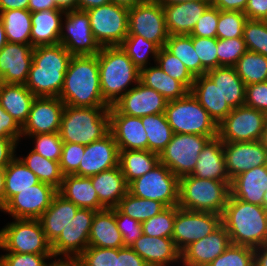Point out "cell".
I'll return each mask as SVG.
<instances>
[{"mask_svg":"<svg viewBox=\"0 0 267 266\" xmlns=\"http://www.w3.org/2000/svg\"><path fill=\"white\" fill-rule=\"evenodd\" d=\"M140 70V82L160 93L166 100L183 98L190 91L179 81L166 74L157 64Z\"/></svg>","mask_w":267,"mask_h":266,"instance_id":"cell-37","label":"cell"},{"mask_svg":"<svg viewBox=\"0 0 267 266\" xmlns=\"http://www.w3.org/2000/svg\"><path fill=\"white\" fill-rule=\"evenodd\" d=\"M193 46L197 53V60L208 71L218 67L217 37L192 36Z\"/></svg>","mask_w":267,"mask_h":266,"instance_id":"cell-55","label":"cell"},{"mask_svg":"<svg viewBox=\"0 0 267 266\" xmlns=\"http://www.w3.org/2000/svg\"><path fill=\"white\" fill-rule=\"evenodd\" d=\"M28 6L29 0H0V12L13 9L28 10Z\"/></svg>","mask_w":267,"mask_h":266,"instance_id":"cell-66","label":"cell"},{"mask_svg":"<svg viewBox=\"0 0 267 266\" xmlns=\"http://www.w3.org/2000/svg\"><path fill=\"white\" fill-rule=\"evenodd\" d=\"M259 142L267 150V122L265 124L264 131L261 134Z\"/></svg>","mask_w":267,"mask_h":266,"instance_id":"cell-76","label":"cell"},{"mask_svg":"<svg viewBox=\"0 0 267 266\" xmlns=\"http://www.w3.org/2000/svg\"><path fill=\"white\" fill-rule=\"evenodd\" d=\"M85 151V145L64 143L59 160L60 170L63 176L77 175L81 158Z\"/></svg>","mask_w":267,"mask_h":266,"instance_id":"cell-57","label":"cell"},{"mask_svg":"<svg viewBox=\"0 0 267 266\" xmlns=\"http://www.w3.org/2000/svg\"><path fill=\"white\" fill-rule=\"evenodd\" d=\"M263 198H264L263 208H264L265 212L267 213V189L265 191Z\"/></svg>","mask_w":267,"mask_h":266,"instance_id":"cell-77","label":"cell"},{"mask_svg":"<svg viewBox=\"0 0 267 266\" xmlns=\"http://www.w3.org/2000/svg\"><path fill=\"white\" fill-rule=\"evenodd\" d=\"M116 208L123 214L143 223L159 214L166 207L159 201L135 197L127 193Z\"/></svg>","mask_w":267,"mask_h":266,"instance_id":"cell-44","label":"cell"},{"mask_svg":"<svg viewBox=\"0 0 267 266\" xmlns=\"http://www.w3.org/2000/svg\"><path fill=\"white\" fill-rule=\"evenodd\" d=\"M58 9L71 11L77 9L78 0H53Z\"/></svg>","mask_w":267,"mask_h":266,"instance_id":"cell-70","label":"cell"},{"mask_svg":"<svg viewBox=\"0 0 267 266\" xmlns=\"http://www.w3.org/2000/svg\"><path fill=\"white\" fill-rule=\"evenodd\" d=\"M116 266H149L131 247L118 249Z\"/></svg>","mask_w":267,"mask_h":266,"instance_id":"cell-62","label":"cell"},{"mask_svg":"<svg viewBox=\"0 0 267 266\" xmlns=\"http://www.w3.org/2000/svg\"><path fill=\"white\" fill-rule=\"evenodd\" d=\"M165 48L178 57L194 77L206 74L207 70L197 60L191 35H169Z\"/></svg>","mask_w":267,"mask_h":266,"instance_id":"cell-42","label":"cell"},{"mask_svg":"<svg viewBox=\"0 0 267 266\" xmlns=\"http://www.w3.org/2000/svg\"><path fill=\"white\" fill-rule=\"evenodd\" d=\"M208 266H254V249L230 244V246Z\"/></svg>","mask_w":267,"mask_h":266,"instance_id":"cell-51","label":"cell"},{"mask_svg":"<svg viewBox=\"0 0 267 266\" xmlns=\"http://www.w3.org/2000/svg\"><path fill=\"white\" fill-rule=\"evenodd\" d=\"M78 209L77 205L66 200L59 193L54 196L51 205L38 219L51 244L59 237L64 227L70 223Z\"/></svg>","mask_w":267,"mask_h":266,"instance_id":"cell-31","label":"cell"},{"mask_svg":"<svg viewBox=\"0 0 267 266\" xmlns=\"http://www.w3.org/2000/svg\"><path fill=\"white\" fill-rule=\"evenodd\" d=\"M88 246L115 249L124 247L121 233L116 224L115 207L95 213Z\"/></svg>","mask_w":267,"mask_h":266,"instance_id":"cell-33","label":"cell"},{"mask_svg":"<svg viewBox=\"0 0 267 266\" xmlns=\"http://www.w3.org/2000/svg\"><path fill=\"white\" fill-rule=\"evenodd\" d=\"M231 244L229 233L221 224L210 235L191 243L181 252L182 266H208Z\"/></svg>","mask_w":267,"mask_h":266,"instance_id":"cell-23","label":"cell"},{"mask_svg":"<svg viewBox=\"0 0 267 266\" xmlns=\"http://www.w3.org/2000/svg\"><path fill=\"white\" fill-rule=\"evenodd\" d=\"M118 249L88 246L74 261L79 266H116Z\"/></svg>","mask_w":267,"mask_h":266,"instance_id":"cell-54","label":"cell"},{"mask_svg":"<svg viewBox=\"0 0 267 266\" xmlns=\"http://www.w3.org/2000/svg\"><path fill=\"white\" fill-rule=\"evenodd\" d=\"M7 42L31 44V12L13 9L0 12Z\"/></svg>","mask_w":267,"mask_h":266,"instance_id":"cell-40","label":"cell"},{"mask_svg":"<svg viewBox=\"0 0 267 266\" xmlns=\"http://www.w3.org/2000/svg\"><path fill=\"white\" fill-rule=\"evenodd\" d=\"M128 35H139L165 47L169 34L163 6L156 0H144L128 11Z\"/></svg>","mask_w":267,"mask_h":266,"instance_id":"cell-13","label":"cell"},{"mask_svg":"<svg viewBox=\"0 0 267 266\" xmlns=\"http://www.w3.org/2000/svg\"><path fill=\"white\" fill-rule=\"evenodd\" d=\"M247 51L243 37L218 39V67H234L239 58Z\"/></svg>","mask_w":267,"mask_h":266,"instance_id":"cell-52","label":"cell"},{"mask_svg":"<svg viewBox=\"0 0 267 266\" xmlns=\"http://www.w3.org/2000/svg\"><path fill=\"white\" fill-rule=\"evenodd\" d=\"M117 166H119V148L109 132L102 139L85 145L78 176L91 177Z\"/></svg>","mask_w":267,"mask_h":266,"instance_id":"cell-21","label":"cell"},{"mask_svg":"<svg viewBox=\"0 0 267 266\" xmlns=\"http://www.w3.org/2000/svg\"><path fill=\"white\" fill-rule=\"evenodd\" d=\"M263 21L267 23V16L265 17V19Z\"/></svg>","mask_w":267,"mask_h":266,"instance_id":"cell-78","label":"cell"},{"mask_svg":"<svg viewBox=\"0 0 267 266\" xmlns=\"http://www.w3.org/2000/svg\"><path fill=\"white\" fill-rule=\"evenodd\" d=\"M110 107H74L65 105L60 125L64 143L88 145L110 132Z\"/></svg>","mask_w":267,"mask_h":266,"instance_id":"cell-5","label":"cell"},{"mask_svg":"<svg viewBox=\"0 0 267 266\" xmlns=\"http://www.w3.org/2000/svg\"><path fill=\"white\" fill-rule=\"evenodd\" d=\"M18 145L12 138L0 137V168H6L16 157L15 150Z\"/></svg>","mask_w":267,"mask_h":266,"instance_id":"cell-63","label":"cell"},{"mask_svg":"<svg viewBox=\"0 0 267 266\" xmlns=\"http://www.w3.org/2000/svg\"><path fill=\"white\" fill-rule=\"evenodd\" d=\"M4 178L5 168H0V211L4 208Z\"/></svg>","mask_w":267,"mask_h":266,"instance_id":"cell-71","label":"cell"},{"mask_svg":"<svg viewBox=\"0 0 267 266\" xmlns=\"http://www.w3.org/2000/svg\"><path fill=\"white\" fill-rule=\"evenodd\" d=\"M128 192L135 197L161 202L165 207L179 204V179L161 162L151 171L133 180Z\"/></svg>","mask_w":267,"mask_h":266,"instance_id":"cell-9","label":"cell"},{"mask_svg":"<svg viewBox=\"0 0 267 266\" xmlns=\"http://www.w3.org/2000/svg\"><path fill=\"white\" fill-rule=\"evenodd\" d=\"M110 133L119 151L148 150V138L141 117L119 113L113 106L109 108Z\"/></svg>","mask_w":267,"mask_h":266,"instance_id":"cell-24","label":"cell"},{"mask_svg":"<svg viewBox=\"0 0 267 266\" xmlns=\"http://www.w3.org/2000/svg\"><path fill=\"white\" fill-rule=\"evenodd\" d=\"M247 20L241 11L219 10L216 37L218 39L243 37V28Z\"/></svg>","mask_w":267,"mask_h":266,"instance_id":"cell-50","label":"cell"},{"mask_svg":"<svg viewBox=\"0 0 267 266\" xmlns=\"http://www.w3.org/2000/svg\"><path fill=\"white\" fill-rule=\"evenodd\" d=\"M58 193L79 208H89L95 211L106 209L99 202L97 192L92 185L90 177L77 175L63 176L62 185Z\"/></svg>","mask_w":267,"mask_h":266,"instance_id":"cell-34","label":"cell"},{"mask_svg":"<svg viewBox=\"0 0 267 266\" xmlns=\"http://www.w3.org/2000/svg\"><path fill=\"white\" fill-rule=\"evenodd\" d=\"M155 63L170 77L181 82L189 91L192 89L195 77L183 62L165 47L160 48Z\"/></svg>","mask_w":267,"mask_h":266,"instance_id":"cell-47","label":"cell"},{"mask_svg":"<svg viewBox=\"0 0 267 266\" xmlns=\"http://www.w3.org/2000/svg\"><path fill=\"white\" fill-rule=\"evenodd\" d=\"M223 150L230 180L244 171L267 165V150L259 141L223 142Z\"/></svg>","mask_w":267,"mask_h":266,"instance_id":"cell-22","label":"cell"},{"mask_svg":"<svg viewBox=\"0 0 267 266\" xmlns=\"http://www.w3.org/2000/svg\"><path fill=\"white\" fill-rule=\"evenodd\" d=\"M165 115L176 134L218 136V125L190 92L183 98L168 101Z\"/></svg>","mask_w":267,"mask_h":266,"instance_id":"cell-7","label":"cell"},{"mask_svg":"<svg viewBox=\"0 0 267 266\" xmlns=\"http://www.w3.org/2000/svg\"><path fill=\"white\" fill-rule=\"evenodd\" d=\"M46 9H58L53 0H29L28 10L37 12Z\"/></svg>","mask_w":267,"mask_h":266,"instance_id":"cell-67","label":"cell"},{"mask_svg":"<svg viewBox=\"0 0 267 266\" xmlns=\"http://www.w3.org/2000/svg\"><path fill=\"white\" fill-rule=\"evenodd\" d=\"M131 248L146 261L149 266H171L181 262V252L172 238L150 237L142 235Z\"/></svg>","mask_w":267,"mask_h":266,"instance_id":"cell-25","label":"cell"},{"mask_svg":"<svg viewBox=\"0 0 267 266\" xmlns=\"http://www.w3.org/2000/svg\"><path fill=\"white\" fill-rule=\"evenodd\" d=\"M222 224V215L179 208L175 215L172 239L182 252L191 243L210 235Z\"/></svg>","mask_w":267,"mask_h":266,"instance_id":"cell-15","label":"cell"},{"mask_svg":"<svg viewBox=\"0 0 267 266\" xmlns=\"http://www.w3.org/2000/svg\"><path fill=\"white\" fill-rule=\"evenodd\" d=\"M96 212L89 208L77 210L70 223L51 244L56 260L74 261L88 247L91 225ZM59 256L60 258H57Z\"/></svg>","mask_w":267,"mask_h":266,"instance_id":"cell-14","label":"cell"},{"mask_svg":"<svg viewBox=\"0 0 267 266\" xmlns=\"http://www.w3.org/2000/svg\"><path fill=\"white\" fill-rule=\"evenodd\" d=\"M167 100L157 91L139 82L132 85L113 107L121 114L142 117L165 113Z\"/></svg>","mask_w":267,"mask_h":266,"instance_id":"cell-19","label":"cell"},{"mask_svg":"<svg viewBox=\"0 0 267 266\" xmlns=\"http://www.w3.org/2000/svg\"><path fill=\"white\" fill-rule=\"evenodd\" d=\"M120 47L139 70L150 65L148 61L150 57L155 62L160 50L156 43L146 40L139 35H127L120 44Z\"/></svg>","mask_w":267,"mask_h":266,"instance_id":"cell-46","label":"cell"},{"mask_svg":"<svg viewBox=\"0 0 267 266\" xmlns=\"http://www.w3.org/2000/svg\"><path fill=\"white\" fill-rule=\"evenodd\" d=\"M24 136L35 140V146L32 149L34 152L47 159L59 162L64 144L59 133L22 135V137Z\"/></svg>","mask_w":267,"mask_h":266,"instance_id":"cell-53","label":"cell"},{"mask_svg":"<svg viewBox=\"0 0 267 266\" xmlns=\"http://www.w3.org/2000/svg\"><path fill=\"white\" fill-rule=\"evenodd\" d=\"M191 175L196 178L231 182L226 169L223 142L218 136L206 143Z\"/></svg>","mask_w":267,"mask_h":266,"instance_id":"cell-28","label":"cell"},{"mask_svg":"<svg viewBox=\"0 0 267 266\" xmlns=\"http://www.w3.org/2000/svg\"><path fill=\"white\" fill-rule=\"evenodd\" d=\"M160 162L159 154L149 150L119 151V167L128 185Z\"/></svg>","mask_w":267,"mask_h":266,"instance_id":"cell-38","label":"cell"},{"mask_svg":"<svg viewBox=\"0 0 267 266\" xmlns=\"http://www.w3.org/2000/svg\"><path fill=\"white\" fill-rule=\"evenodd\" d=\"M6 43H7L6 33L4 30L3 22L0 18V50L5 46Z\"/></svg>","mask_w":267,"mask_h":266,"instance_id":"cell-74","label":"cell"},{"mask_svg":"<svg viewBox=\"0 0 267 266\" xmlns=\"http://www.w3.org/2000/svg\"><path fill=\"white\" fill-rule=\"evenodd\" d=\"M244 105L267 114V81L246 85Z\"/></svg>","mask_w":267,"mask_h":266,"instance_id":"cell-60","label":"cell"},{"mask_svg":"<svg viewBox=\"0 0 267 266\" xmlns=\"http://www.w3.org/2000/svg\"><path fill=\"white\" fill-rule=\"evenodd\" d=\"M0 229V249L6 252L53 254L38 219H13Z\"/></svg>","mask_w":267,"mask_h":266,"instance_id":"cell-8","label":"cell"},{"mask_svg":"<svg viewBox=\"0 0 267 266\" xmlns=\"http://www.w3.org/2000/svg\"><path fill=\"white\" fill-rule=\"evenodd\" d=\"M254 266H267V242L254 249Z\"/></svg>","mask_w":267,"mask_h":266,"instance_id":"cell-68","label":"cell"},{"mask_svg":"<svg viewBox=\"0 0 267 266\" xmlns=\"http://www.w3.org/2000/svg\"><path fill=\"white\" fill-rule=\"evenodd\" d=\"M267 189V165L244 171L231 180L230 190L234 198L263 206Z\"/></svg>","mask_w":267,"mask_h":266,"instance_id":"cell-27","label":"cell"},{"mask_svg":"<svg viewBox=\"0 0 267 266\" xmlns=\"http://www.w3.org/2000/svg\"><path fill=\"white\" fill-rule=\"evenodd\" d=\"M156 1L160 3L162 6H164V5L184 3L187 1H212V0H156Z\"/></svg>","mask_w":267,"mask_h":266,"instance_id":"cell-73","label":"cell"},{"mask_svg":"<svg viewBox=\"0 0 267 266\" xmlns=\"http://www.w3.org/2000/svg\"><path fill=\"white\" fill-rule=\"evenodd\" d=\"M243 39L247 50L267 57V23L247 20L243 28Z\"/></svg>","mask_w":267,"mask_h":266,"instance_id":"cell-49","label":"cell"},{"mask_svg":"<svg viewBox=\"0 0 267 266\" xmlns=\"http://www.w3.org/2000/svg\"><path fill=\"white\" fill-rule=\"evenodd\" d=\"M206 75L219 87L222 98L232 109L244 105L246 84L234 67L219 66L208 70Z\"/></svg>","mask_w":267,"mask_h":266,"instance_id":"cell-36","label":"cell"},{"mask_svg":"<svg viewBox=\"0 0 267 266\" xmlns=\"http://www.w3.org/2000/svg\"><path fill=\"white\" fill-rule=\"evenodd\" d=\"M42 183L49 184L60 189L63 174L60 170L59 162L47 159L31 150L26 157H18Z\"/></svg>","mask_w":267,"mask_h":266,"instance_id":"cell-43","label":"cell"},{"mask_svg":"<svg viewBox=\"0 0 267 266\" xmlns=\"http://www.w3.org/2000/svg\"><path fill=\"white\" fill-rule=\"evenodd\" d=\"M64 14L65 11L61 9L31 12V46L33 48L60 44Z\"/></svg>","mask_w":267,"mask_h":266,"instance_id":"cell-29","label":"cell"},{"mask_svg":"<svg viewBox=\"0 0 267 266\" xmlns=\"http://www.w3.org/2000/svg\"><path fill=\"white\" fill-rule=\"evenodd\" d=\"M103 99L113 106L134 83L140 82V70L120 46L101 47L97 54Z\"/></svg>","mask_w":267,"mask_h":266,"instance_id":"cell-4","label":"cell"},{"mask_svg":"<svg viewBox=\"0 0 267 266\" xmlns=\"http://www.w3.org/2000/svg\"><path fill=\"white\" fill-rule=\"evenodd\" d=\"M267 122V114L242 105L232 111L218 125L222 142L259 141Z\"/></svg>","mask_w":267,"mask_h":266,"instance_id":"cell-12","label":"cell"},{"mask_svg":"<svg viewBox=\"0 0 267 266\" xmlns=\"http://www.w3.org/2000/svg\"><path fill=\"white\" fill-rule=\"evenodd\" d=\"M115 218L123 239L124 247H131L136 239L143 235L142 223L121 213L116 207Z\"/></svg>","mask_w":267,"mask_h":266,"instance_id":"cell-58","label":"cell"},{"mask_svg":"<svg viewBox=\"0 0 267 266\" xmlns=\"http://www.w3.org/2000/svg\"><path fill=\"white\" fill-rule=\"evenodd\" d=\"M234 68L246 85L267 81V57L262 54L247 50Z\"/></svg>","mask_w":267,"mask_h":266,"instance_id":"cell-45","label":"cell"},{"mask_svg":"<svg viewBox=\"0 0 267 266\" xmlns=\"http://www.w3.org/2000/svg\"><path fill=\"white\" fill-rule=\"evenodd\" d=\"M53 260L50 263L45 260ZM53 254H30L8 252L0 255V266H51L55 262Z\"/></svg>","mask_w":267,"mask_h":266,"instance_id":"cell-56","label":"cell"},{"mask_svg":"<svg viewBox=\"0 0 267 266\" xmlns=\"http://www.w3.org/2000/svg\"><path fill=\"white\" fill-rule=\"evenodd\" d=\"M32 62L31 44L7 42L0 50V83L25 85Z\"/></svg>","mask_w":267,"mask_h":266,"instance_id":"cell-20","label":"cell"},{"mask_svg":"<svg viewBox=\"0 0 267 266\" xmlns=\"http://www.w3.org/2000/svg\"><path fill=\"white\" fill-rule=\"evenodd\" d=\"M222 224L231 244L257 248L267 242V213L263 206L229 196Z\"/></svg>","mask_w":267,"mask_h":266,"instance_id":"cell-3","label":"cell"},{"mask_svg":"<svg viewBox=\"0 0 267 266\" xmlns=\"http://www.w3.org/2000/svg\"><path fill=\"white\" fill-rule=\"evenodd\" d=\"M243 13L248 20L263 21L267 16V0H248Z\"/></svg>","mask_w":267,"mask_h":266,"instance_id":"cell-64","label":"cell"},{"mask_svg":"<svg viewBox=\"0 0 267 266\" xmlns=\"http://www.w3.org/2000/svg\"><path fill=\"white\" fill-rule=\"evenodd\" d=\"M51 266H79L75 261L72 260H56Z\"/></svg>","mask_w":267,"mask_h":266,"instance_id":"cell-75","label":"cell"},{"mask_svg":"<svg viewBox=\"0 0 267 266\" xmlns=\"http://www.w3.org/2000/svg\"><path fill=\"white\" fill-rule=\"evenodd\" d=\"M214 137L196 134H173L172 140L159 155L160 162L178 179L191 175L200 152Z\"/></svg>","mask_w":267,"mask_h":266,"instance_id":"cell-11","label":"cell"},{"mask_svg":"<svg viewBox=\"0 0 267 266\" xmlns=\"http://www.w3.org/2000/svg\"><path fill=\"white\" fill-rule=\"evenodd\" d=\"M141 120L148 138V150L160 155L174 134L165 113L142 116Z\"/></svg>","mask_w":267,"mask_h":266,"instance_id":"cell-41","label":"cell"},{"mask_svg":"<svg viewBox=\"0 0 267 266\" xmlns=\"http://www.w3.org/2000/svg\"><path fill=\"white\" fill-rule=\"evenodd\" d=\"M128 11L110 3L87 10L91 32L100 47L120 46L128 35Z\"/></svg>","mask_w":267,"mask_h":266,"instance_id":"cell-10","label":"cell"},{"mask_svg":"<svg viewBox=\"0 0 267 266\" xmlns=\"http://www.w3.org/2000/svg\"><path fill=\"white\" fill-rule=\"evenodd\" d=\"M112 3L111 0H78L77 9L87 11L88 9Z\"/></svg>","mask_w":267,"mask_h":266,"instance_id":"cell-69","label":"cell"},{"mask_svg":"<svg viewBox=\"0 0 267 266\" xmlns=\"http://www.w3.org/2000/svg\"><path fill=\"white\" fill-rule=\"evenodd\" d=\"M177 206L166 207L142 223L143 234L150 237L172 238Z\"/></svg>","mask_w":267,"mask_h":266,"instance_id":"cell-48","label":"cell"},{"mask_svg":"<svg viewBox=\"0 0 267 266\" xmlns=\"http://www.w3.org/2000/svg\"><path fill=\"white\" fill-rule=\"evenodd\" d=\"M36 96L22 84L0 83V105L22 127Z\"/></svg>","mask_w":267,"mask_h":266,"instance_id":"cell-35","label":"cell"},{"mask_svg":"<svg viewBox=\"0 0 267 266\" xmlns=\"http://www.w3.org/2000/svg\"><path fill=\"white\" fill-rule=\"evenodd\" d=\"M0 137L12 138L19 143L22 127L0 105Z\"/></svg>","mask_w":267,"mask_h":266,"instance_id":"cell-61","label":"cell"},{"mask_svg":"<svg viewBox=\"0 0 267 266\" xmlns=\"http://www.w3.org/2000/svg\"><path fill=\"white\" fill-rule=\"evenodd\" d=\"M99 202L108 209L118 205L128 193V183L119 166L90 177Z\"/></svg>","mask_w":267,"mask_h":266,"instance_id":"cell-32","label":"cell"},{"mask_svg":"<svg viewBox=\"0 0 267 266\" xmlns=\"http://www.w3.org/2000/svg\"><path fill=\"white\" fill-rule=\"evenodd\" d=\"M64 108L58 97H36L22 126V135L59 133Z\"/></svg>","mask_w":267,"mask_h":266,"instance_id":"cell-18","label":"cell"},{"mask_svg":"<svg viewBox=\"0 0 267 266\" xmlns=\"http://www.w3.org/2000/svg\"><path fill=\"white\" fill-rule=\"evenodd\" d=\"M219 20V9L212 4L205 10L204 14L198 19L191 36L215 38L217 23Z\"/></svg>","mask_w":267,"mask_h":266,"instance_id":"cell-59","label":"cell"},{"mask_svg":"<svg viewBox=\"0 0 267 266\" xmlns=\"http://www.w3.org/2000/svg\"><path fill=\"white\" fill-rule=\"evenodd\" d=\"M57 193L53 186L40 182L14 195L1 211L13 219H39Z\"/></svg>","mask_w":267,"mask_h":266,"instance_id":"cell-17","label":"cell"},{"mask_svg":"<svg viewBox=\"0 0 267 266\" xmlns=\"http://www.w3.org/2000/svg\"><path fill=\"white\" fill-rule=\"evenodd\" d=\"M230 185L231 182L184 176L179 179L178 207L222 215L231 194Z\"/></svg>","mask_w":267,"mask_h":266,"instance_id":"cell-6","label":"cell"},{"mask_svg":"<svg viewBox=\"0 0 267 266\" xmlns=\"http://www.w3.org/2000/svg\"><path fill=\"white\" fill-rule=\"evenodd\" d=\"M211 5V1H187L164 5L165 24L169 35H190L198 19Z\"/></svg>","mask_w":267,"mask_h":266,"instance_id":"cell-26","label":"cell"},{"mask_svg":"<svg viewBox=\"0 0 267 266\" xmlns=\"http://www.w3.org/2000/svg\"><path fill=\"white\" fill-rule=\"evenodd\" d=\"M40 182L39 178L18 157H15L5 168L4 206L14 195Z\"/></svg>","mask_w":267,"mask_h":266,"instance_id":"cell-39","label":"cell"},{"mask_svg":"<svg viewBox=\"0 0 267 266\" xmlns=\"http://www.w3.org/2000/svg\"><path fill=\"white\" fill-rule=\"evenodd\" d=\"M71 58L62 44L34 47L26 87L36 97H58Z\"/></svg>","mask_w":267,"mask_h":266,"instance_id":"cell-2","label":"cell"},{"mask_svg":"<svg viewBox=\"0 0 267 266\" xmlns=\"http://www.w3.org/2000/svg\"><path fill=\"white\" fill-rule=\"evenodd\" d=\"M248 0H212L211 4L223 11H241L244 12V9L247 5Z\"/></svg>","mask_w":267,"mask_h":266,"instance_id":"cell-65","label":"cell"},{"mask_svg":"<svg viewBox=\"0 0 267 266\" xmlns=\"http://www.w3.org/2000/svg\"><path fill=\"white\" fill-rule=\"evenodd\" d=\"M58 98L74 107H110L101 93L97 55L72 56Z\"/></svg>","mask_w":267,"mask_h":266,"instance_id":"cell-1","label":"cell"},{"mask_svg":"<svg viewBox=\"0 0 267 266\" xmlns=\"http://www.w3.org/2000/svg\"><path fill=\"white\" fill-rule=\"evenodd\" d=\"M63 18L65 22L62 20L60 44L72 56L97 55L101 47L91 32L87 11L78 9L66 11Z\"/></svg>","mask_w":267,"mask_h":266,"instance_id":"cell-16","label":"cell"},{"mask_svg":"<svg viewBox=\"0 0 267 266\" xmlns=\"http://www.w3.org/2000/svg\"><path fill=\"white\" fill-rule=\"evenodd\" d=\"M190 93L217 125L232 111L222 98L219 87L206 74L195 77Z\"/></svg>","mask_w":267,"mask_h":266,"instance_id":"cell-30","label":"cell"},{"mask_svg":"<svg viewBox=\"0 0 267 266\" xmlns=\"http://www.w3.org/2000/svg\"><path fill=\"white\" fill-rule=\"evenodd\" d=\"M111 1H112V3H114L116 5H121V6H124L126 8H132L144 0H111Z\"/></svg>","mask_w":267,"mask_h":266,"instance_id":"cell-72","label":"cell"}]
</instances>
